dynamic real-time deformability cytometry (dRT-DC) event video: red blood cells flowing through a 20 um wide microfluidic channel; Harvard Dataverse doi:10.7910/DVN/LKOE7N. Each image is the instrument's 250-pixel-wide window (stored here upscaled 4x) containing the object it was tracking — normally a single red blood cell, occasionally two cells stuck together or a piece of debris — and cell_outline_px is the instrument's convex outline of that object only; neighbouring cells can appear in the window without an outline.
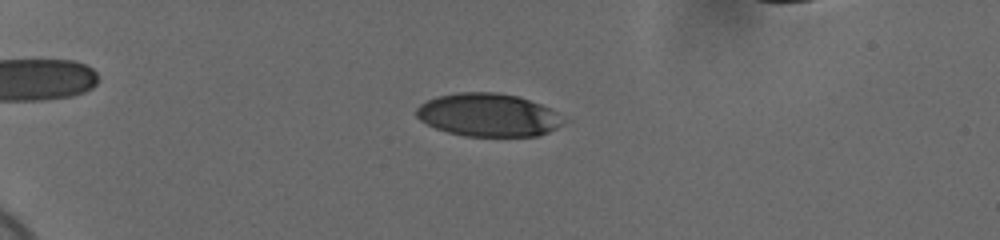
{"species": "human", "species_latin": "Homo sapiens", "temperature_condition": "cold", "stored_images_in_passage": 60, "camera_frame_rate_fps": 3000, "um_per_image_px": 0.085, "donor": {"sex": "female"}, "frame": {"image": 1, "passage_image": 18, "time_ms": 5.667, "image_size_px": [1000, 240], "cell_outline_px": [[572, 120], [540, 136], [464, 136], [448, 132], [436, 128], [420, 120], [416, 116], [416, 108], [420, 104], [436, 96], [460, 92], [496, 92], [516, 96], [540, 104]], "centroid_in_image_um": [41.54, 9.78], "position_along_channel_um": 43.5, "area_um2": 37.11}}
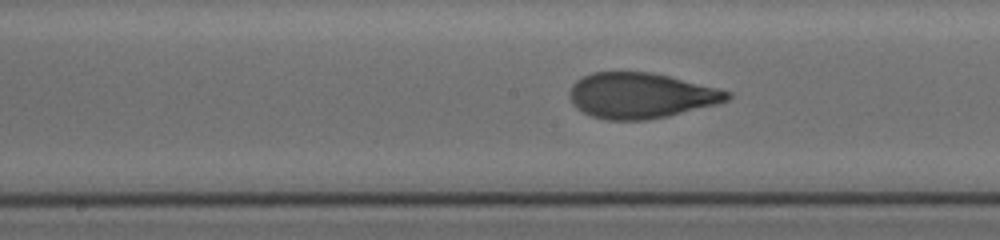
{"frame": {"image": 2, "passage_image": 35, "time_ms": 11.333, "image_size_px": [1000, 240], "cell_outline_px": [[732, 96], [728, 100], [716, 104], [668, 116], [648, 120], [608, 120], [592, 116], [576, 108], [572, 104], [568, 96], [568, 92], [572, 84], [576, 80], [592, 72], [652, 72], [720, 88], [732, 92]], "centroid_in_image_um": [54.46, 8.12], "position_along_channel_um": 193.7, "area_um2": 42.08}}
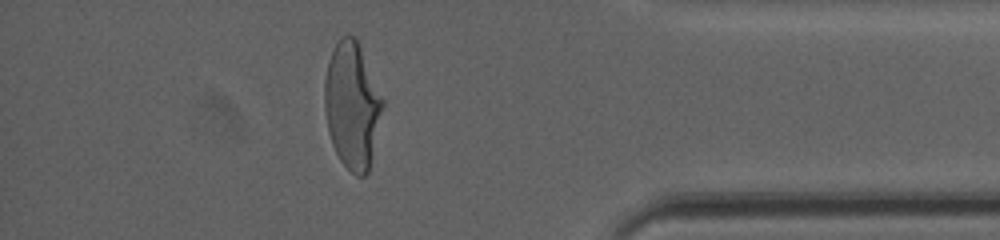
{"frame": {"image": 3, "passage_image": 54, "time_ms": 17.667, "image_size_px": [1000, 240], "cell_outline_px": [[384, 104], [368, 172], [364, 176], [356, 176], [340, 160], [332, 144], [328, 132], [324, 108], [324, 80], [328, 60], [340, 36], [348, 32], [356, 36], [384, 100]], "centroid_in_image_um": [29.92, 8.9], "position_along_channel_um": 405.3, "area_um2": 42.95}, "authors_computed_cell_mechanics": {"area_um2": 41.2692, "velocity_mm_per_s": 3.6839, "shape_relaxation_time_tau1_ms": 5.2518, "shape_relaxation_time_tau2_ms": null, "deformation_change_tau1": 0.2239, "deformation_change_tau2": null}}